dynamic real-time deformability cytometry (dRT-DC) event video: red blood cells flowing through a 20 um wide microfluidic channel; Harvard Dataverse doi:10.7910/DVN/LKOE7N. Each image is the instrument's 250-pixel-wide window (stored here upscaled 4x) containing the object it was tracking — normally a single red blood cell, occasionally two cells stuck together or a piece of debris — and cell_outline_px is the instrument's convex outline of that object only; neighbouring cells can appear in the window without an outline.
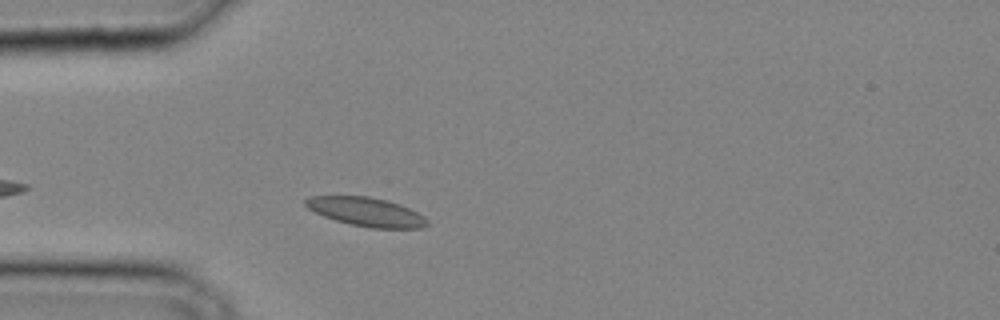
{"species": "common noctule bat (a hibernating species)", "species_latin": "Nyctalus noctula", "temperature_condition": "cold", "stored_images_in_passage": 29, "camera_frame_rate_fps": 3000, "um_per_image_px": 0.085, "animal": {"sex": "male", "body_mass_g": 20.4}, "frame": {"image": 1, "passage_image": 4, "time_ms": 1.0, "image_size_px": [1000, 320], "cell_outline_px": [[432, 224], [420, 228], [372, 228], [352, 224], [336, 220], [324, 216], [308, 208], [304, 204], [304, 200], [308, 196], [368, 196], [388, 200], [400, 204], [424, 216]], "centroid_in_image_um": [31.16, 18.0], "position_along_channel_um": 53.8, "area_um2": 20.4}}
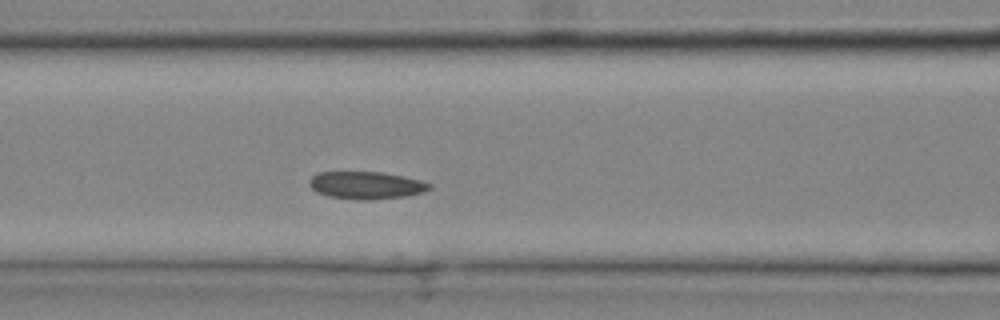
{"frame": {"image": 2, "passage_image": 9, "time_ms": 2.667, "image_size_px": [1000, 320], "cell_outline_px": [[432, 188], [424, 192], [404, 196], [368, 200], [360, 200], [328, 196], [316, 192], [308, 184], [308, 180], [316, 172], [384, 172], [404, 176], [420, 180], [432, 184]], "centroid_in_image_um": [31.11, 15.74], "position_along_channel_um": 135.5, "area_um2": 19.36}}
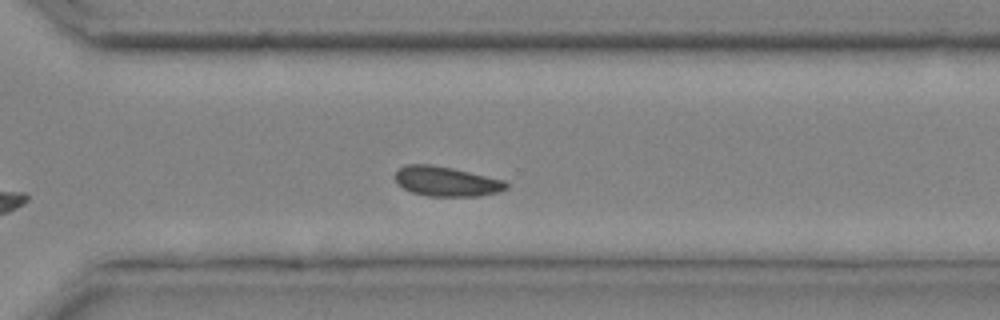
{"frame": {"image": 3, "passage_image": 20, "time_ms": 6.333, "image_size_px": [1000, 320], "cell_outline_px": [[508, 188], [500, 192], [480, 196], [428, 196], [412, 192], [404, 188], [396, 180], [396, 172], [404, 164], [432, 164], [452, 168], [504, 180], [508, 184]], "centroid_in_image_um": [37.97, 15.42], "position_along_channel_um": 332.6, "area_um2": 19.19}}